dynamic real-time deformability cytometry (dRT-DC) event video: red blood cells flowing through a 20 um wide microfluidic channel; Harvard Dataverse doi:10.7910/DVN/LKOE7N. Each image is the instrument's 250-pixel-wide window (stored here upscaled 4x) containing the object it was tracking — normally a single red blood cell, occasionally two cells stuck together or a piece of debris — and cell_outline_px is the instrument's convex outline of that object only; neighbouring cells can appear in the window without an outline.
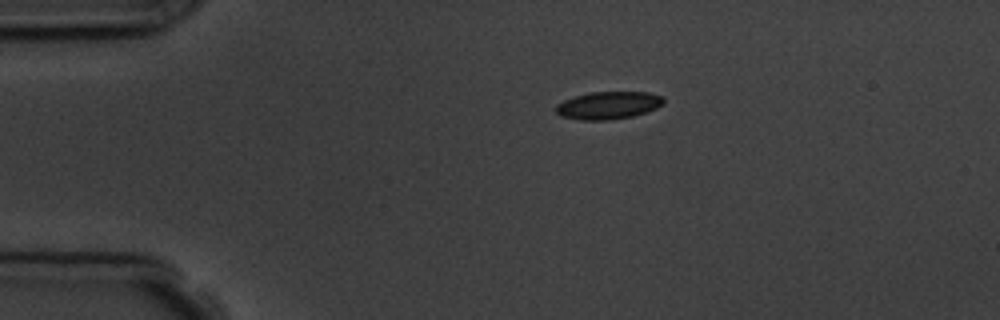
{"species": "common noctule bat (a hibernating species)", "species_latin": "Nyctalus noctula", "temperature_condition": "room temperature", "stored_images_in_passage": 13, "camera_frame_rate_fps": 3000, "um_per_image_px": 0.085, "animal": {"sex": "male", "body_mass_g": 19.5, "forearm_length_mm": 54.6}, "frame": {"image": 1, "passage_image": 1, "time_ms": 0.0, "image_size_px": [1000, 320], "cell_outline_px": [[664, 104], [656, 108], [632, 116], [612, 120], [580, 120], [560, 116], [556, 112], [556, 104], [564, 100], [588, 92], [648, 92], [664, 96]], "centroid_in_image_um": [51.71, 8.95], "position_along_channel_um": 33.3, "area_um2": 17.4}}
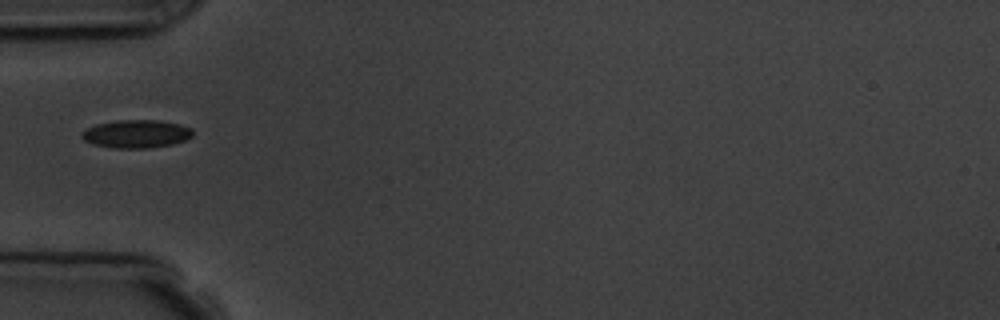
{"frame": {"image": 2, "passage_image": 3, "time_ms": 2.333, "image_size_px": [1000, 320], "cell_outline_px": [[192, 136], [184, 140], [172, 144], [148, 148], [112, 148], [92, 144], [84, 140], [80, 136], [88, 128], [96, 124], [116, 120], [156, 120], [180, 124], [192, 128]], "centroid_in_image_um": [11.58, 11.38], "position_along_channel_um": 73.4, "area_um2": 18.09}}
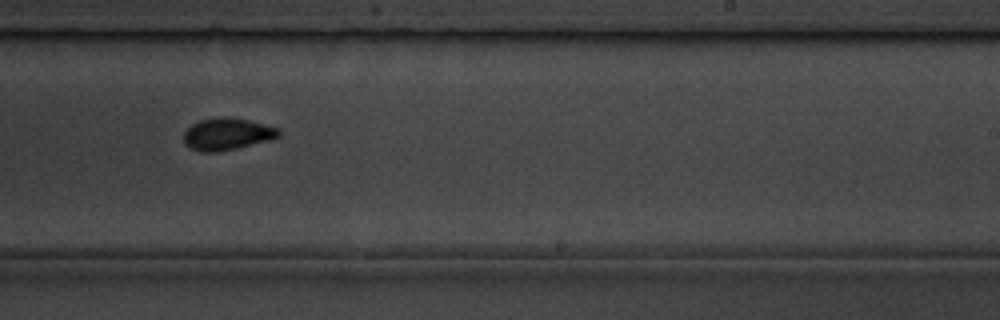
{"frame": {"image": 3, "passage_image": 8, "time_ms": 7.667, "image_size_px": [1000, 320], "cell_outline_px": [[280, 136], [272, 140], [236, 148], [216, 152], [200, 152], [184, 144], [184, 132], [192, 124], [200, 120], [220, 116], [248, 120], [280, 128]], "centroid_in_image_um": [19.32, 11.39], "position_along_channel_um": 269.7, "area_um2": 17.74}, "authors_computed_cell_mechanics": {"area_um2": 17.5712, "velocity_mm_per_s": 3.684, "shape_relaxation_time_tau1_ms": 5.0595, "shape_relaxation_time_tau2_ms": 1.3768, "deformation_change_tau1": 0.1098, "deformation_change_tau2": 0.062}}